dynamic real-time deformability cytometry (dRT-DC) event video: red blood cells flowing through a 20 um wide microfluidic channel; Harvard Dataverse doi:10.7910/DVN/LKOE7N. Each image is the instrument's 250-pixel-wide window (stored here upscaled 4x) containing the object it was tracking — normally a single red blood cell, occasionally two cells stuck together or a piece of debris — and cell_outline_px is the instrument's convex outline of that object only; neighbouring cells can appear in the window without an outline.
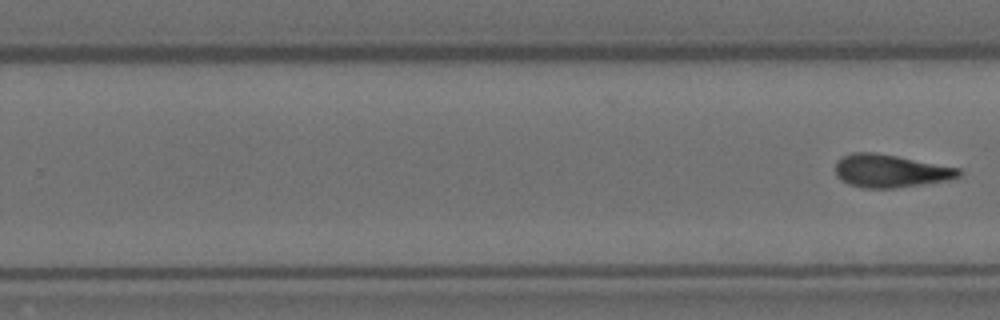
{"species": "Egyptian fruit bat (a non-hibernating species)", "species_latin": "Rousettus aegyptiacus", "temperature_condition": "room temperature", "stored_images_in_passage": 8, "segment_of_instrument_passage": [2, 2], "camera_frame_rate_fps": 3000, "um_per_image_px": 0.085, "animal": {"sex": "female"}, "frame": {"image": 1, "passage_image": 8, "time_ms": 2.333, "image_size_px": [1000, 320], "cell_outline_px": [[960, 176], [948, 180], [896, 188], [864, 188], [848, 184], [840, 180], [836, 176], [836, 160], [840, 156], [852, 152], [876, 152], [960, 168]], "centroid_in_image_um": [75.63, 14.52], "position_along_channel_um": 254.2, "area_um2": 23.81}}